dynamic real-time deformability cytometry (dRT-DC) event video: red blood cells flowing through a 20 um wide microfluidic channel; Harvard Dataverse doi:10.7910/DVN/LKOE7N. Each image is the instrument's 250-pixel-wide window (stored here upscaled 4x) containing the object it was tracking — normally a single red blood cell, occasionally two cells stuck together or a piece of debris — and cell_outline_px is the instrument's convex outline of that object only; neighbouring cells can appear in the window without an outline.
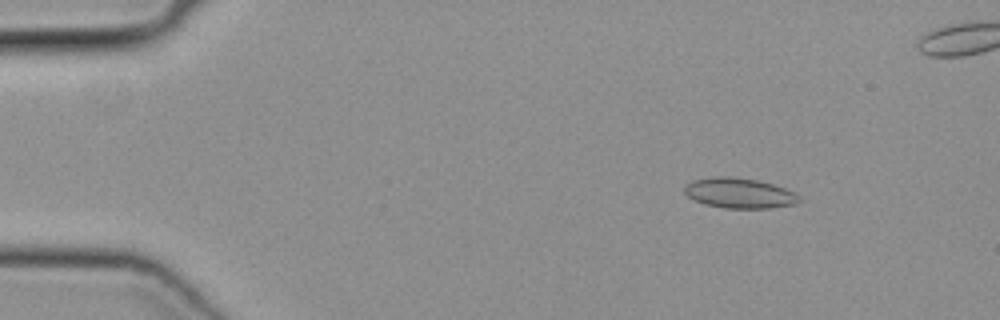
{"species": "common noctule bat (a hibernating species)", "species_latin": "Nyctalus noctula", "temperature_condition": "cold", "stored_images_in_passage": 50, "camera_frame_rate_fps": 3000, "um_per_image_px": 0.085, "animal": {"sex": "female", "body_mass_g": 19.3, "forearm_length_mm": 54.1}, "frame": {"image": 1, "passage_image": 6, "time_ms": 1.667, "image_size_px": [1000, 320], "cell_outline_px": [[804, 200], [796, 204], [772, 208], [724, 208], [704, 204], [692, 200], [684, 192], [684, 184], [692, 180], [716, 176], [728, 176], [756, 180], [772, 184], [784, 188], [800, 196]], "centroid_in_image_um": [62.83, 16.42], "position_along_channel_um": 22.2, "area_um2": 20.4}}
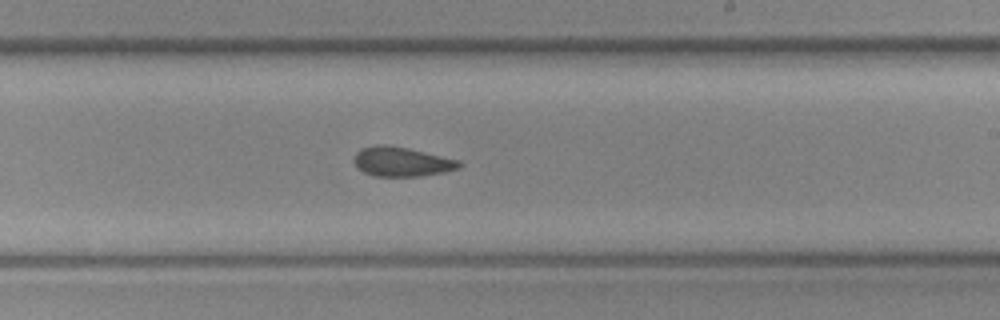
{"frame": {"image": 2, "passage_image": 29, "time_ms": 9.333, "image_size_px": [1000, 320], "cell_outline_px": [[464, 164], [460, 168], [444, 172], [420, 176], [376, 176], [364, 172], [352, 160], [356, 152], [360, 148], [376, 144], [388, 144], [408, 148], [460, 160]], "centroid_in_image_um": [34.16, 13.73], "position_along_channel_um": 254.8, "area_um2": 18.21}}
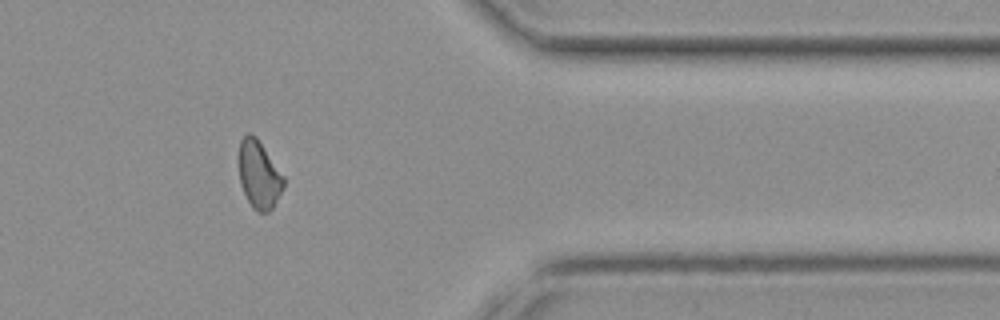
{"frame": {"image": 3, "passage_image": 40, "time_ms": 13.0, "image_size_px": [1000, 320], "cell_outline_px": [[284, 188], [272, 208], [268, 212], [256, 212], [252, 208], [240, 184], [240, 140], [248, 132], [256, 136], [284, 176]], "centroid_in_image_um": [22.03, 14.86], "position_along_channel_um": 389.4, "area_um2": 17.51}}